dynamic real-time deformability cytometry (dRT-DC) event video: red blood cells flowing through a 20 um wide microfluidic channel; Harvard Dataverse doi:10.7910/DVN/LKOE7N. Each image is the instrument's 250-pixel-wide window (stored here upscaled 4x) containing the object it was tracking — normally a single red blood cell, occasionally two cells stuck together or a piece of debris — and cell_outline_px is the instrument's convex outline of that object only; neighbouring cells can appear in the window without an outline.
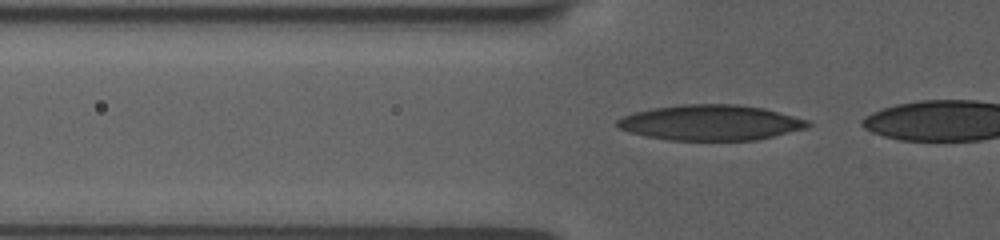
{"species": "human", "species_latin": "Homo sapiens", "temperature_condition": "room temperature", "stored_images_in_passage": 9, "camera_frame_rate_fps": 3000, "um_per_image_px": 0.085, "donor": {"sex": "female"}, "frame": {"image": 1, "passage_image": 2, "time_ms": 0.333, "image_size_px": [1000, 240], "cell_outline_px": [[812, 124], [808, 128], [756, 140], [668, 140], [628, 132], [620, 128], [616, 124], [616, 120], [624, 116], [636, 112], [652, 108], [684, 104], [736, 104], [764, 108], [808, 120]], "centroid_in_image_um": [60.42, 10.42], "position_along_channel_um": 65.4, "area_um2": 39.25}}
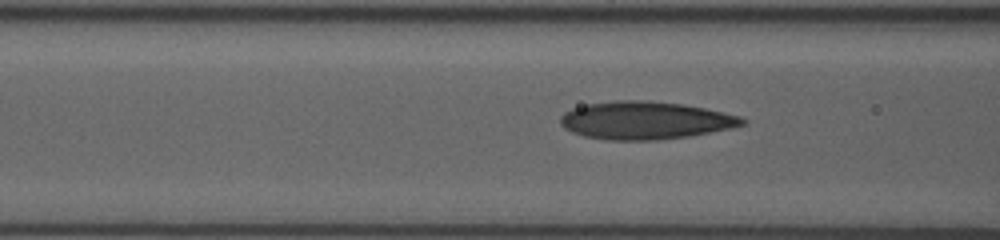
{"frame": {"image": 2, "passage_image": 6, "time_ms": 1.667, "image_size_px": [1000, 240], "cell_outline_px": [[748, 120], [744, 124], [732, 128], [688, 136], [656, 140], [608, 140], [584, 136], [572, 132], [564, 128], [560, 124], [560, 116], [564, 112], [572, 108], [588, 104], [616, 100], [648, 100], [684, 104], [724, 112], [740, 116]], "centroid_in_image_um": [54.84, 10.23], "position_along_channel_um": 111.8, "area_um2": 40.17}}